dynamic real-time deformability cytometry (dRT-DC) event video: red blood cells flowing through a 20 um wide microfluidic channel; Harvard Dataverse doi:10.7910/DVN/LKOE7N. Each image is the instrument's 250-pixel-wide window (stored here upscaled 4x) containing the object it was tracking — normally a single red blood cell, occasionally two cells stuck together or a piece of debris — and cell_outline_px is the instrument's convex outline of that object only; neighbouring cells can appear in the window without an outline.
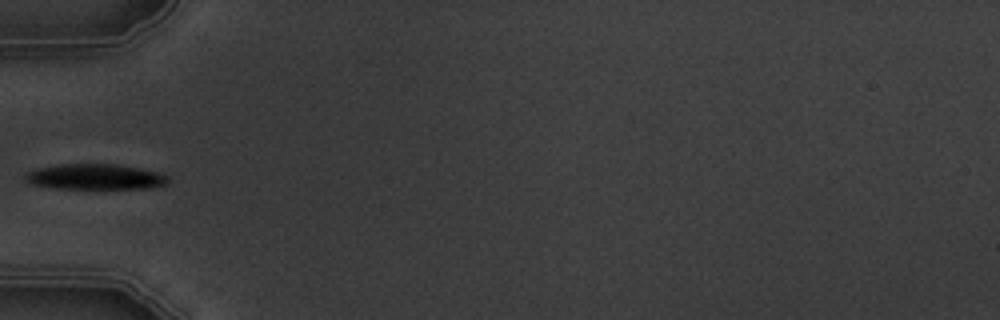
{"species": "common noctule bat (a hibernating species)", "species_latin": "Nyctalus noctula", "temperature_condition": "warm", "stored_images_in_passage": 2, "camera_frame_rate_fps": 3000, "um_per_image_px": 0.085, "animal": {"sex": "male", "body_mass_g": 19.5, "forearm_length_mm": 54.6}, "frame": {"image": 1, "passage_image": 1, "time_ms": 0.0, "image_size_px": [1000, 320], "cell_outline_px": [[168, 184], [148, 188], [56, 188], [32, 184], [24, 180], [24, 176], [28, 172], [36, 168], [64, 164], [116, 164], [140, 168], [160, 172], [168, 176]], "centroid_in_image_um": [8.11, 15.02], "position_along_channel_um": 76.9, "area_um2": 21.15}}
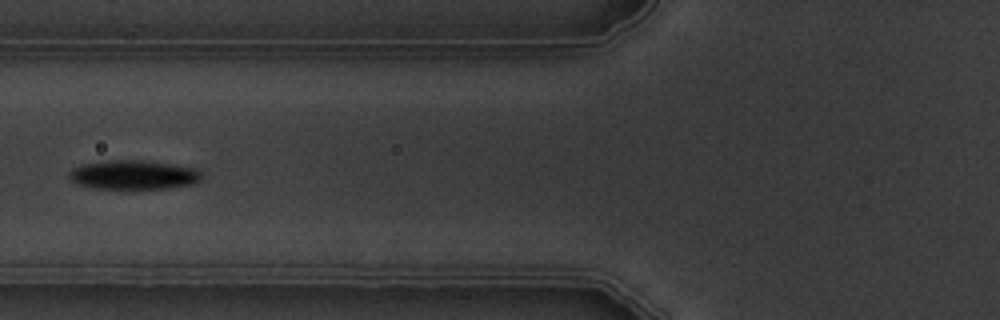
{"frame": {"image": 2, "passage_image": 2, "time_ms": 1.0, "image_size_px": [1000, 320], "cell_outline_px": [[200, 180], [192, 184], [168, 188], [96, 188], [76, 184], [68, 176], [68, 172], [72, 168], [80, 164], [108, 160], [144, 160], [172, 164], [192, 168], [200, 172]], "centroid_in_image_um": [11.28, 14.85], "position_along_channel_um": 114.5, "area_um2": 22.37}}